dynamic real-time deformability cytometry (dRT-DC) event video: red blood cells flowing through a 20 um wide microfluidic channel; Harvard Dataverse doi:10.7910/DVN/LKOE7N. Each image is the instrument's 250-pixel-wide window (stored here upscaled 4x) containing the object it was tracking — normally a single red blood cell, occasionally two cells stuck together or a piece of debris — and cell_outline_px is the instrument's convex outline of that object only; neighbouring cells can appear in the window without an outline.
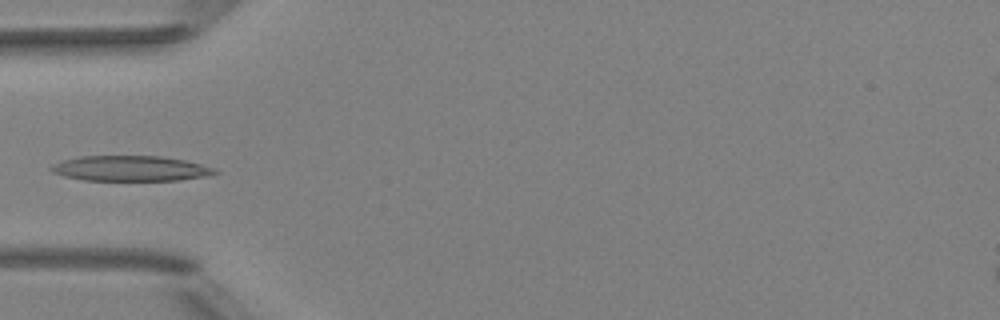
{"species": "Egyptian fruit bat (a non-hibernating species)", "species_latin": "Rousettus aegyptiacus", "temperature_condition": "room temperature", "stored_images_in_passage": 4, "camera_frame_rate_fps": 3000, "um_per_image_px": 0.085, "animal": {"sex": "female"}, "frame": {"image": 1, "passage_image": 4, "time_ms": 3.333, "image_size_px": [1000, 320], "cell_outline_px": [[220, 172], [208, 176], [180, 180], [84, 180], [64, 176], [52, 172], [48, 168], [52, 164], [60, 160], [80, 156], [160, 156], [184, 160], [216, 168]], "centroid_in_image_um": [11.07, 14.31], "position_along_channel_um": 73.9, "area_um2": 24.28}}